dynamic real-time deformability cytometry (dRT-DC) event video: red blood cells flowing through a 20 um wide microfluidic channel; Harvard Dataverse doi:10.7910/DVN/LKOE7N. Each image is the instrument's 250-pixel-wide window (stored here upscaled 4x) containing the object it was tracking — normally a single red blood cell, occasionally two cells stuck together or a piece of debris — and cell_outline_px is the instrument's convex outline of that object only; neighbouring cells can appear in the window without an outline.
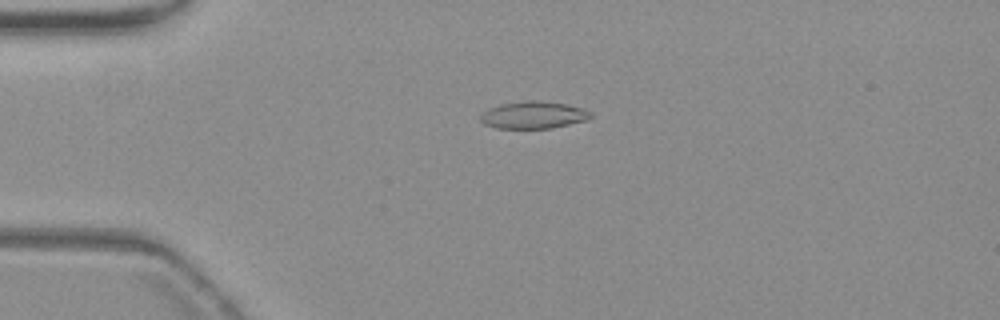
{"species": "common noctule bat (a hibernating species)", "species_latin": "Nyctalus noctula", "temperature_condition": "warm", "stored_images_in_passage": 5, "camera_frame_rate_fps": 3000, "um_per_image_px": 0.085, "animal": {"sex": "female", "body_mass_g": 19.3, "forearm_length_mm": 54.1}, "frame": {"image": 1, "passage_image": 4, "time_ms": 3.667, "image_size_px": [1000, 320], "cell_outline_px": [[592, 116], [588, 120], [552, 128], [496, 128], [484, 124], [480, 120], [480, 116], [488, 108], [500, 104], [524, 100], [532, 100], [564, 104], [584, 108], [592, 112]], "centroid_in_image_um": [45.35, 9.77], "position_along_channel_um": 39.7, "area_um2": 17.51}}